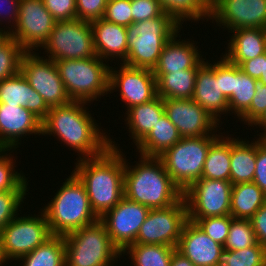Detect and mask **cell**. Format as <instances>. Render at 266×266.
<instances>
[{"instance_id":"obj_1","label":"cell","mask_w":266,"mask_h":266,"mask_svg":"<svg viewBox=\"0 0 266 266\" xmlns=\"http://www.w3.org/2000/svg\"><path fill=\"white\" fill-rule=\"evenodd\" d=\"M85 104L88 105L84 101L72 100L51 107L42 121V136H56L61 144L78 153L77 159L97 157L110 147V136L97 125Z\"/></svg>"},{"instance_id":"obj_2","label":"cell","mask_w":266,"mask_h":266,"mask_svg":"<svg viewBox=\"0 0 266 266\" xmlns=\"http://www.w3.org/2000/svg\"><path fill=\"white\" fill-rule=\"evenodd\" d=\"M112 139L102 155L76 159L73 169L84 184L91 208L99 219L124 197L125 154Z\"/></svg>"},{"instance_id":"obj_3","label":"cell","mask_w":266,"mask_h":266,"mask_svg":"<svg viewBox=\"0 0 266 266\" xmlns=\"http://www.w3.org/2000/svg\"><path fill=\"white\" fill-rule=\"evenodd\" d=\"M140 156L134 166L125 155L124 197L150 209L165 208L183 198L159 157Z\"/></svg>"},{"instance_id":"obj_4","label":"cell","mask_w":266,"mask_h":266,"mask_svg":"<svg viewBox=\"0 0 266 266\" xmlns=\"http://www.w3.org/2000/svg\"><path fill=\"white\" fill-rule=\"evenodd\" d=\"M68 177L51 201L41 208L52 235L65 236L99 220L82 181L73 171Z\"/></svg>"},{"instance_id":"obj_5","label":"cell","mask_w":266,"mask_h":266,"mask_svg":"<svg viewBox=\"0 0 266 266\" xmlns=\"http://www.w3.org/2000/svg\"><path fill=\"white\" fill-rule=\"evenodd\" d=\"M181 28L167 13L130 24L126 27L128 53L123 63L153 70L163 47Z\"/></svg>"},{"instance_id":"obj_6","label":"cell","mask_w":266,"mask_h":266,"mask_svg":"<svg viewBox=\"0 0 266 266\" xmlns=\"http://www.w3.org/2000/svg\"><path fill=\"white\" fill-rule=\"evenodd\" d=\"M73 101L91 103L109 93V64L97 55L85 59L54 61ZM108 93V94H107Z\"/></svg>"},{"instance_id":"obj_7","label":"cell","mask_w":266,"mask_h":266,"mask_svg":"<svg viewBox=\"0 0 266 266\" xmlns=\"http://www.w3.org/2000/svg\"><path fill=\"white\" fill-rule=\"evenodd\" d=\"M63 237L66 266H114L122 257L100 220Z\"/></svg>"},{"instance_id":"obj_8","label":"cell","mask_w":266,"mask_h":266,"mask_svg":"<svg viewBox=\"0 0 266 266\" xmlns=\"http://www.w3.org/2000/svg\"><path fill=\"white\" fill-rule=\"evenodd\" d=\"M220 135L181 138L159 158L173 182L184 193L194 182L201 179L203 166L210 145Z\"/></svg>"},{"instance_id":"obj_9","label":"cell","mask_w":266,"mask_h":266,"mask_svg":"<svg viewBox=\"0 0 266 266\" xmlns=\"http://www.w3.org/2000/svg\"><path fill=\"white\" fill-rule=\"evenodd\" d=\"M41 48L53 61L96 56L91 22L78 18L56 21L50 37Z\"/></svg>"},{"instance_id":"obj_10","label":"cell","mask_w":266,"mask_h":266,"mask_svg":"<svg viewBox=\"0 0 266 266\" xmlns=\"http://www.w3.org/2000/svg\"><path fill=\"white\" fill-rule=\"evenodd\" d=\"M39 213L17 215L2 229L1 249L7 263L18 261L52 236L44 212Z\"/></svg>"},{"instance_id":"obj_11","label":"cell","mask_w":266,"mask_h":266,"mask_svg":"<svg viewBox=\"0 0 266 266\" xmlns=\"http://www.w3.org/2000/svg\"><path fill=\"white\" fill-rule=\"evenodd\" d=\"M43 56L35 51H25L20 63L21 73L29 85L42 96L49 108L68 104L72 100L59 76L55 62Z\"/></svg>"},{"instance_id":"obj_12","label":"cell","mask_w":266,"mask_h":266,"mask_svg":"<svg viewBox=\"0 0 266 266\" xmlns=\"http://www.w3.org/2000/svg\"><path fill=\"white\" fill-rule=\"evenodd\" d=\"M187 220L184 197L171 206L151 209L133 244H162L176 248Z\"/></svg>"},{"instance_id":"obj_13","label":"cell","mask_w":266,"mask_h":266,"mask_svg":"<svg viewBox=\"0 0 266 266\" xmlns=\"http://www.w3.org/2000/svg\"><path fill=\"white\" fill-rule=\"evenodd\" d=\"M233 184L227 180L199 179L184 193L188 219L230 215Z\"/></svg>"},{"instance_id":"obj_14","label":"cell","mask_w":266,"mask_h":266,"mask_svg":"<svg viewBox=\"0 0 266 266\" xmlns=\"http://www.w3.org/2000/svg\"><path fill=\"white\" fill-rule=\"evenodd\" d=\"M55 23L42 0H20L18 20L10 37L25 51H38L50 37Z\"/></svg>"},{"instance_id":"obj_15","label":"cell","mask_w":266,"mask_h":266,"mask_svg":"<svg viewBox=\"0 0 266 266\" xmlns=\"http://www.w3.org/2000/svg\"><path fill=\"white\" fill-rule=\"evenodd\" d=\"M120 64L121 67H115L116 70L109 67V92L119 91L127 110L157 96L156 77L151 69Z\"/></svg>"},{"instance_id":"obj_16","label":"cell","mask_w":266,"mask_h":266,"mask_svg":"<svg viewBox=\"0 0 266 266\" xmlns=\"http://www.w3.org/2000/svg\"><path fill=\"white\" fill-rule=\"evenodd\" d=\"M150 210L145 205L123 197L99 220L105 225L112 243L122 252L128 245L135 243Z\"/></svg>"},{"instance_id":"obj_17","label":"cell","mask_w":266,"mask_h":266,"mask_svg":"<svg viewBox=\"0 0 266 266\" xmlns=\"http://www.w3.org/2000/svg\"><path fill=\"white\" fill-rule=\"evenodd\" d=\"M210 20L225 30L266 29V0H216L210 7ZM223 26V27H222Z\"/></svg>"},{"instance_id":"obj_18","label":"cell","mask_w":266,"mask_h":266,"mask_svg":"<svg viewBox=\"0 0 266 266\" xmlns=\"http://www.w3.org/2000/svg\"><path fill=\"white\" fill-rule=\"evenodd\" d=\"M163 104L165 114L182 138L222 134L219 123L193 99H163Z\"/></svg>"},{"instance_id":"obj_19","label":"cell","mask_w":266,"mask_h":266,"mask_svg":"<svg viewBox=\"0 0 266 266\" xmlns=\"http://www.w3.org/2000/svg\"><path fill=\"white\" fill-rule=\"evenodd\" d=\"M30 134L42 135V121L25 107L0 103V148L15 150Z\"/></svg>"},{"instance_id":"obj_20","label":"cell","mask_w":266,"mask_h":266,"mask_svg":"<svg viewBox=\"0 0 266 266\" xmlns=\"http://www.w3.org/2000/svg\"><path fill=\"white\" fill-rule=\"evenodd\" d=\"M224 246L211 239L200 227L187 220L182 228L176 250L195 266H218Z\"/></svg>"},{"instance_id":"obj_21","label":"cell","mask_w":266,"mask_h":266,"mask_svg":"<svg viewBox=\"0 0 266 266\" xmlns=\"http://www.w3.org/2000/svg\"><path fill=\"white\" fill-rule=\"evenodd\" d=\"M181 29L165 44L153 73H173L185 69H199L206 60L193 40L177 39ZM179 33V34H178ZM193 41V42H192ZM195 44V45H194ZM201 53V54H200Z\"/></svg>"},{"instance_id":"obj_22","label":"cell","mask_w":266,"mask_h":266,"mask_svg":"<svg viewBox=\"0 0 266 266\" xmlns=\"http://www.w3.org/2000/svg\"><path fill=\"white\" fill-rule=\"evenodd\" d=\"M0 103L25 107L41 121L46 118L50 110L42 96L29 85L21 71L0 81Z\"/></svg>"},{"instance_id":"obj_23","label":"cell","mask_w":266,"mask_h":266,"mask_svg":"<svg viewBox=\"0 0 266 266\" xmlns=\"http://www.w3.org/2000/svg\"><path fill=\"white\" fill-rule=\"evenodd\" d=\"M192 99L219 124L221 115L229 113L228 99L221 92L220 78L206 63L197 71Z\"/></svg>"},{"instance_id":"obj_24","label":"cell","mask_w":266,"mask_h":266,"mask_svg":"<svg viewBox=\"0 0 266 266\" xmlns=\"http://www.w3.org/2000/svg\"><path fill=\"white\" fill-rule=\"evenodd\" d=\"M91 27L96 55L108 63L115 58L123 63L128 53L126 27L103 18L92 21Z\"/></svg>"},{"instance_id":"obj_25","label":"cell","mask_w":266,"mask_h":266,"mask_svg":"<svg viewBox=\"0 0 266 266\" xmlns=\"http://www.w3.org/2000/svg\"><path fill=\"white\" fill-rule=\"evenodd\" d=\"M232 34L223 56L232 64L239 65L249 59L266 53V29L239 28L230 30Z\"/></svg>"},{"instance_id":"obj_26","label":"cell","mask_w":266,"mask_h":266,"mask_svg":"<svg viewBox=\"0 0 266 266\" xmlns=\"http://www.w3.org/2000/svg\"><path fill=\"white\" fill-rule=\"evenodd\" d=\"M125 114V124L131 133L129 136L131 135V139L137 146L165 114L163 99L157 95L149 102L129 108Z\"/></svg>"},{"instance_id":"obj_27","label":"cell","mask_w":266,"mask_h":266,"mask_svg":"<svg viewBox=\"0 0 266 266\" xmlns=\"http://www.w3.org/2000/svg\"><path fill=\"white\" fill-rule=\"evenodd\" d=\"M255 139L250 142L245 138L231 137L230 181L233 185L253 182L256 169V136Z\"/></svg>"},{"instance_id":"obj_28","label":"cell","mask_w":266,"mask_h":266,"mask_svg":"<svg viewBox=\"0 0 266 266\" xmlns=\"http://www.w3.org/2000/svg\"><path fill=\"white\" fill-rule=\"evenodd\" d=\"M176 126L164 114L152 131L136 146L140 155L159 157L181 140Z\"/></svg>"},{"instance_id":"obj_29","label":"cell","mask_w":266,"mask_h":266,"mask_svg":"<svg viewBox=\"0 0 266 266\" xmlns=\"http://www.w3.org/2000/svg\"><path fill=\"white\" fill-rule=\"evenodd\" d=\"M198 69L154 73L157 95L162 99H192Z\"/></svg>"},{"instance_id":"obj_30","label":"cell","mask_w":266,"mask_h":266,"mask_svg":"<svg viewBox=\"0 0 266 266\" xmlns=\"http://www.w3.org/2000/svg\"><path fill=\"white\" fill-rule=\"evenodd\" d=\"M266 202V194L254 183L232 186L230 215L236 219H251Z\"/></svg>"},{"instance_id":"obj_31","label":"cell","mask_w":266,"mask_h":266,"mask_svg":"<svg viewBox=\"0 0 266 266\" xmlns=\"http://www.w3.org/2000/svg\"><path fill=\"white\" fill-rule=\"evenodd\" d=\"M231 137L221 134L208 150L201 179L230 181Z\"/></svg>"},{"instance_id":"obj_32","label":"cell","mask_w":266,"mask_h":266,"mask_svg":"<svg viewBox=\"0 0 266 266\" xmlns=\"http://www.w3.org/2000/svg\"><path fill=\"white\" fill-rule=\"evenodd\" d=\"M66 246L63 236L52 235L32 252L22 256V266H66ZM23 261V262H22Z\"/></svg>"},{"instance_id":"obj_33","label":"cell","mask_w":266,"mask_h":266,"mask_svg":"<svg viewBox=\"0 0 266 266\" xmlns=\"http://www.w3.org/2000/svg\"><path fill=\"white\" fill-rule=\"evenodd\" d=\"M176 248L162 244H131L121 255H130L134 266H170L173 252Z\"/></svg>"},{"instance_id":"obj_34","label":"cell","mask_w":266,"mask_h":266,"mask_svg":"<svg viewBox=\"0 0 266 266\" xmlns=\"http://www.w3.org/2000/svg\"><path fill=\"white\" fill-rule=\"evenodd\" d=\"M164 13H167L179 26L186 21L210 20V6L204 0H158Z\"/></svg>"},{"instance_id":"obj_35","label":"cell","mask_w":266,"mask_h":266,"mask_svg":"<svg viewBox=\"0 0 266 266\" xmlns=\"http://www.w3.org/2000/svg\"><path fill=\"white\" fill-rule=\"evenodd\" d=\"M256 79L233 64V95L228 100L229 115L239 118L249 107L255 94Z\"/></svg>"},{"instance_id":"obj_36","label":"cell","mask_w":266,"mask_h":266,"mask_svg":"<svg viewBox=\"0 0 266 266\" xmlns=\"http://www.w3.org/2000/svg\"><path fill=\"white\" fill-rule=\"evenodd\" d=\"M218 266H266V248L257 242L240 250L223 249Z\"/></svg>"},{"instance_id":"obj_37","label":"cell","mask_w":266,"mask_h":266,"mask_svg":"<svg viewBox=\"0 0 266 266\" xmlns=\"http://www.w3.org/2000/svg\"><path fill=\"white\" fill-rule=\"evenodd\" d=\"M9 151L11 149L0 150V191L29 190L28 179L21 171H15L16 160L13 154L11 155L14 150L10 153Z\"/></svg>"},{"instance_id":"obj_38","label":"cell","mask_w":266,"mask_h":266,"mask_svg":"<svg viewBox=\"0 0 266 266\" xmlns=\"http://www.w3.org/2000/svg\"><path fill=\"white\" fill-rule=\"evenodd\" d=\"M257 243L250 219L233 218L224 244L225 250H240Z\"/></svg>"},{"instance_id":"obj_39","label":"cell","mask_w":266,"mask_h":266,"mask_svg":"<svg viewBox=\"0 0 266 266\" xmlns=\"http://www.w3.org/2000/svg\"><path fill=\"white\" fill-rule=\"evenodd\" d=\"M24 52L22 46L11 37L0 47V81L20 71Z\"/></svg>"},{"instance_id":"obj_40","label":"cell","mask_w":266,"mask_h":266,"mask_svg":"<svg viewBox=\"0 0 266 266\" xmlns=\"http://www.w3.org/2000/svg\"><path fill=\"white\" fill-rule=\"evenodd\" d=\"M28 190L0 191V234L2 229L22 212V202Z\"/></svg>"},{"instance_id":"obj_41","label":"cell","mask_w":266,"mask_h":266,"mask_svg":"<svg viewBox=\"0 0 266 266\" xmlns=\"http://www.w3.org/2000/svg\"><path fill=\"white\" fill-rule=\"evenodd\" d=\"M233 217L231 215L188 219L195 222L211 239L224 246Z\"/></svg>"},{"instance_id":"obj_42","label":"cell","mask_w":266,"mask_h":266,"mask_svg":"<svg viewBox=\"0 0 266 266\" xmlns=\"http://www.w3.org/2000/svg\"><path fill=\"white\" fill-rule=\"evenodd\" d=\"M103 19L125 27L132 24L130 0H108Z\"/></svg>"},{"instance_id":"obj_43","label":"cell","mask_w":266,"mask_h":266,"mask_svg":"<svg viewBox=\"0 0 266 266\" xmlns=\"http://www.w3.org/2000/svg\"><path fill=\"white\" fill-rule=\"evenodd\" d=\"M255 94L250 107L239 117L243 124L251 126L266 110V84L256 80Z\"/></svg>"},{"instance_id":"obj_44","label":"cell","mask_w":266,"mask_h":266,"mask_svg":"<svg viewBox=\"0 0 266 266\" xmlns=\"http://www.w3.org/2000/svg\"><path fill=\"white\" fill-rule=\"evenodd\" d=\"M217 61L211 64L206 60V64L220 78L221 92L229 100L233 95V64L230 63L223 55Z\"/></svg>"},{"instance_id":"obj_45","label":"cell","mask_w":266,"mask_h":266,"mask_svg":"<svg viewBox=\"0 0 266 266\" xmlns=\"http://www.w3.org/2000/svg\"><path fill=\"white\" fill-rule=\"evenodd\" d=\"M132 23L151 20L161 16L164 11L158 0H130Z\"/></svg>"},{"instance_id":"obj_46","label":"cell","mask_w":266,"mask_h":266,"mask_svg":"<svg viewBox=\"0 0 266 266\" xmlns=\"http://www.w3.org/2000/svg\"><path fill=\"white\" fill-rule=\"evenodd\" d=\"M108 0H76L77 18L92 22L103 18Z\"/></svg>"},{"instance_id":"obj_47","label":"cell","mask_w":266,"mask_h":266,"mask_svg":"<svg viewBox=\"0 0 266 266\" xmlns=\"http://www.w3.org/2000/svg\"><path fill=\"white\" fill-rule=\"evenodd\" d=\"M45 8L56 21L77 18L76 0H42Z\"/></svg>"},{"instance_id":"obj_48","label":"cell","mask_w":266,"mask_h":266,"mask_svg":"<svg viewBox=\"0 0 266 266\" xmlns=\"http://www.w3.org/2000/svg\"><path fill=\"white\" fill-rule=\"evenodd\" d=\"M253 182L266 194V141L258 137Z\"/></svg>"},{"instance_id":"obj_49","label":"cell","mask_w":266,"mask_h":266,"mask_svg":"<svg viewBox=\"0 0 266 266\" xmlns=\"http://www.w3.org/2000/svg\"><path fill=\"white\" fill-rule=\"evenodd\" d=\"M238 67L250 77L266 84V53L241 62Z\"/></svg>"},{"instance_id":"obj_50","label":"cell","mask_w":266,"mask_h":266,"mask_svg":"<svg viewBox=\"0 0 266 266\" xmlns=\"http://www.w3.org/2000/svg\"><path fill=\"white\" fill-rule=\"evenodd\" d=\"M19 6H20V0H0V26L1 24H3L2 22L4 23L7 22L8 25L11 26V27L7 26V28H9L8 29L9 31L15 27L19 15Z\"/></svg>"},{"instance_id":"obj_51","label":"cell","mask_w":266,"mask_h":266,"mask_svg":"<svg viewBox=\"0 0 266 266\" xmlns=\"http://www.w3.org/2000/svg\"><path fill=\"white\" fill-rule=\"evenodd\" d=\"M256 240L266 248V202L250 219Z\"/></svg>"},{"instance_id":"obj_52","label":"cell","mask_w":266,"mask_h":266,"mask_svg":"<svg viewBox=\"0 0 266 266\" xmlns=\"http://www.w3.org/2000/svg\"><path fill=\"white\" fill-rule=\"evenodd\" d=\"M170 266H195L188 258L175 250L172 254Z\"/></svg>"},{"instance_id":"obj_53","label":"cell","mask_w":266,"mask_h":266,"mask_svg":"<svg viewBox=\"0 0 266 266\" xmlns=\"http://www.w3.org/2000/svg\"><path fill=\"white\" fill-rule=\"evenodd\" d=\"M257 126L259 128L262 127V130L264 131L263 133L261 132L260 134H257L259 139H264L266 138V110L265 112L251 125V127Z\"/></svg>"},{"instance_id":"obj_54","label":"cell","mask_w":266,"mask_h":266,"mask_svg":"<svg viewBox=\"0 0 266 266\" xmlns=\"http://www.w3.org/2000/svg\"><path fill=\"white\" fill-rule=\"evenodd\" d=\"M7 27L0 28V47L10 38V31L6 30Z\"/></svg>"},{"instance_id":"obj_55","label":"cell","mask_w":266,"mask_h":266,"mask_svg":"<svg viewBox=\"0 0 266 266\" xmlns=\"http://www.w3.org/2000/svg\"><path fill=\"white\" fill-rule=\"evenodd\" d=\"M5 263H7V262L4 260V257H3V254H2V249H1V236H0V266L5 265Z\"/></svg>"},{"instance_id":"obj_56","label":"cell","mask_w":266,"mask_h":266,"mask_svg":"<svg viewBox=\"0 0 266 266\" xmlns=\"http://www.w3.org/2000/svg\"><path fill=\"white\" fill-rule=\"evenodd\" d=\"M204 1L211 7L216 0H204Z\"/></svg>"}]
</instances>
